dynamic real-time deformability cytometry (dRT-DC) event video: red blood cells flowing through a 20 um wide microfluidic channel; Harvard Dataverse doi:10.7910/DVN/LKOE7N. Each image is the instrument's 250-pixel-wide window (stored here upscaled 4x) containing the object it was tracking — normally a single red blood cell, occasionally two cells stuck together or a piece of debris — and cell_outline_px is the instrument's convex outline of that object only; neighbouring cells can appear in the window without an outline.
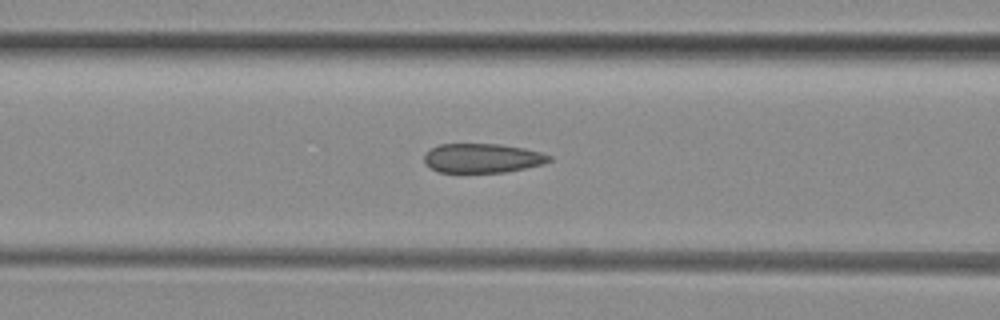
{"species": "common noctule bat (a hibernating species)", "species_latin": "Nyctalus noctula", "temperature_condition": "room temperature", "stored_images_in_passage": 44, "camera_frame_rate_fps": 3000, "um_per_image_px": 0.085, "animal": {"sex": "female", "body_mass_g": 29.2, "forearm_length_mm": 56.3}, "frame": {"image": 1, "passage_image": 13, "time_ms": 4.0, "image_size_px": [1000, 320], "cell_outline_px": [[552, 160], [544, 164], [504, 172], [440, 172], [432, 168], [424, 160], [424, 156], [432, 148], [440, 144], [500, 144], [524, 148], [540, 152], [552, 156]], "centroid_in_image_um": [41.05, 13.44], "position_along_channel_um": 125.6, "area_um2": 21.1}}
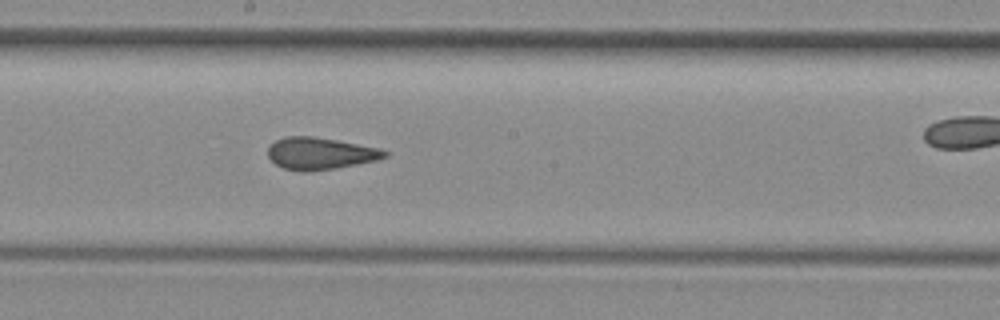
{"frame": {"image": 2, "passage_image": 20, "time_ms": 6.333, "image_size_px": [1000, 320], "cell_outline_px": [[388, 156], [376, 160], [336, 168], [308, 172], [300, 172], [284, 168], [276, 164], [268, 156], [268, 148], [276, 140], [284, 136], [312, 136], [336, 140], [380, 148], [388, 152]], "centroid_in_image_um": [27.21, 13.05], "position_along_channel_um": 221.0, "area_um2": 21.73}}
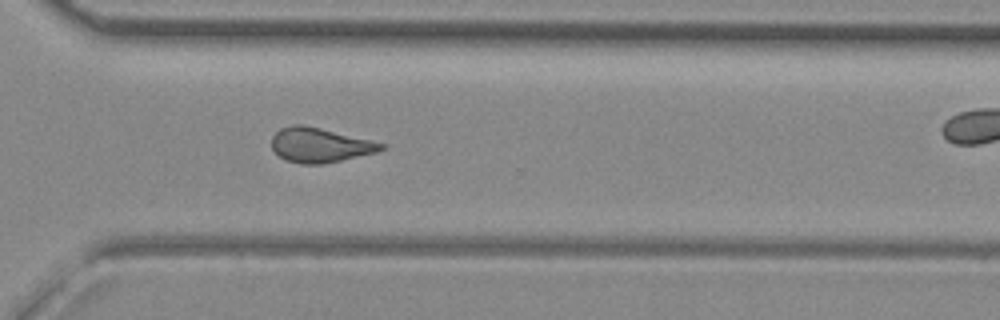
{"frame": {"image": 3, "passage_image": 29, "time_ms": 9.333, "image_size_px": [1000, 320], "cell_outline_px": [[384, 148], [376, 152], [340, 160], [320, 164], [300, 164], [284, 160], [272, 148], [272, 136], [280, 128], [292, 124], [304, 124], [384, 144]], "centroid_in_image_um": [27.11, 12.33], "position_along_channel_um": 343.5, "area_um2": 21.68}, "authors_computed_cell_mechanics": {"area_um2": 21.9062, "velocity_mm_per_s": 4.0932, "shape_relaxation_time_tau1_ms": null, "shape_relaxation_time_tau2_ms": 1.5434, "deformation_change_tau1": null, "deformation_change_tau2": 0.1023}}